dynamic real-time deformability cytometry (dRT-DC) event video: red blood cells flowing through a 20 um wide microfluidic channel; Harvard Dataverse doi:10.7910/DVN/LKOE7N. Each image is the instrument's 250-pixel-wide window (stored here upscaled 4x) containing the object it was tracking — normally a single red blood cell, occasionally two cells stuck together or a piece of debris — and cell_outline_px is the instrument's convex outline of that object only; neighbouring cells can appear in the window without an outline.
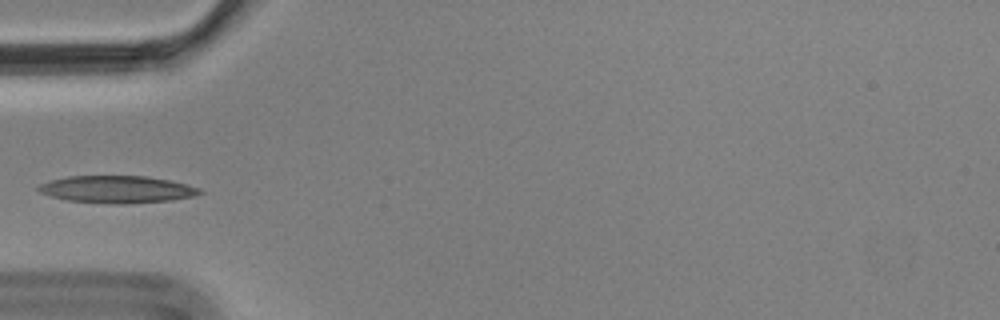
{"species": "Egyptian fruit bat (a non-hibernating species)", "species_latin": "Rousettus aegyptiacus", "temperature_condition": "cold", "stored_images_in_passage": 4, "camera_frame_rate_fps": 3000, "um_per_image_px": 0.085, "animal": {"sex": "male"}, "frame": {"image": 1, "passage_image": 4, "time_ms": 1.0, "image_size_px": [1000, 320], "cell_outline_px": [[204, 192], [192, 196], [168, 200], [124, 204], [116, 204], [68, 200], [52, 196], [40, 192], [36, 188], [40, 184], [52, 180], [68, 176], [148, 176], [188, 184], [200, 188]], "centroid_in_image_um": [9.96, 16.09], "position_along_channel_um": 75.0, "area_um2": 25.32}}